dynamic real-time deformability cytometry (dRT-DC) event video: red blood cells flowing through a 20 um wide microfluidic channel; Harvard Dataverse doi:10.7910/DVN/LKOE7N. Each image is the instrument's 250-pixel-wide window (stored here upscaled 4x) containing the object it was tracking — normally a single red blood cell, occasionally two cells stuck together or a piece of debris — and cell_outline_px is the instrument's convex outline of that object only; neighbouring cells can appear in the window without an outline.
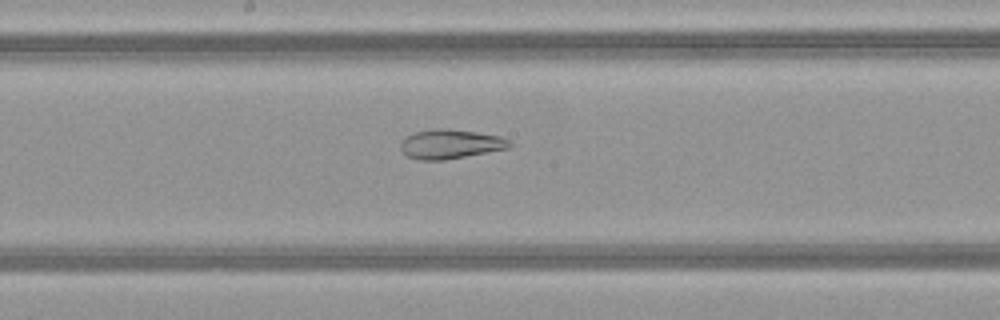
{"species": "common noctule bat (a hibernating species)", "species_latin": "Nyctalus noctula", "temperature_condition": "warm", "stored_images_in_passage": 43, "camera_frame_rate_fps": 3000, "um_per_image_px": 0.085, "animal": {"sex": "female", "body_mass_g": 21.9}, "frame": {"image": 1, "passage_image": 20, "time_ms": 6.333, "image_size_px": [1000, 320], "cell_outline_px": [[512, 144], [508, 148], [488, 152], [444, 160], [420, 160], [408, 156], [400, 148], [400, 140], [404, 136], [416, 132], [432, 128], [448, 128], [476, 132], [500, 136], [508, 140]], "centroid_in_image_um": [38.24, 12.23], "position_along_channel_um": 210.0, "area_um2": 18.67}}
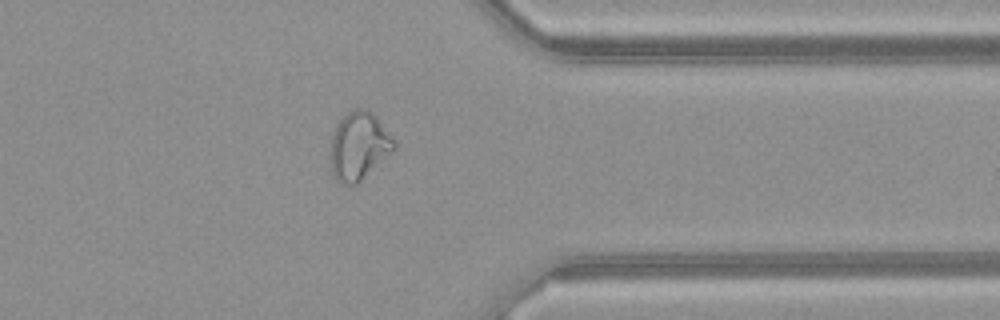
{"frame": {"image": 2, "passage_image": 33, "time_ms": 10.667, "image_size_px": [1000, 320], "cell_outline_px": [[396, 148], [392, 152], [356, 184], [340, 184], [336, 180], [332, 172], [332, 136], [336, 124], [348, 112], [356, 108], [368, 108], [376, 116], [396, 144]], "centroid_in_image_um": [30.51, 12.39], "position_along_channel_um": 380.9, "area_um2": 24.68}}
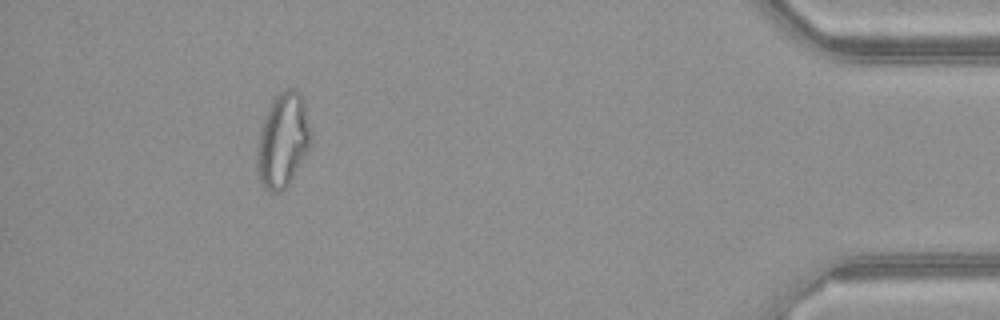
{"frame": {"image": 3, "passage_image": 39, "time_ms": 12.667, "image_size_px": [1000, 320], "cell_outline_px": [[312, 136], [308, 148], [288, 184], [280, 192], [268, 192], [264, 188], [256, 168], [256, 152], [260, 128], [264, 116], [272, 100], [280, 92], [288, 88], [296, 88], [304, 96], [312, 132]], "centroid_in_image_um": [24.04, 11.87], "position_along_channel_um": 411.2, "area_um2": 29.82}, "authors_computed_cell_mechanics": {"area_um2": 24.7384, "velocity_mm_per_s": 4.1443, "shape_relaxation_time_tau1_ms": null, "shape_relaxation_time_tau2_ms": 1.8212, "deformation_change_tau1": null, "deformation_change_tau2": 0.0788}}